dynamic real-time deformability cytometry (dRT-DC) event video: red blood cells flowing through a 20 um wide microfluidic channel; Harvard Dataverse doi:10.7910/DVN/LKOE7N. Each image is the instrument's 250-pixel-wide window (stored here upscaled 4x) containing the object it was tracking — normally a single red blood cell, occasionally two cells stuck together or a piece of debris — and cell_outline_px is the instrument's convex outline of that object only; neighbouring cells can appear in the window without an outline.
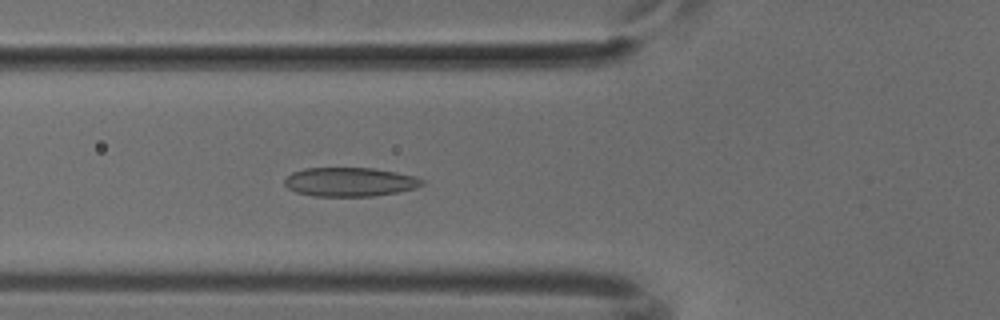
{"species": "common noctule bat (a hibernating species)", "species_latin": "Nyctalus noctula", "temperature_condition": "cold", "stored_images_in_passage": 52, "camera_frame_rate_fps": 3000, "um_per_image_px": 0.085, "animal": {"sex": "male", "body_mass_g": 18.8}, "frame": {"image": 1, "passage_image": 19, "time_ms": 6.0, "image_size_px": [1000, 320], "cell_outline_px": [[424, 184], [416, 188], [396, 192], [372, 196], [312, 196], [296, 192], [288, 188], [284, 184], [284, 180], [292, 172], [304, 168], [372, 168], [396, 172], [416, 176], [424, 180]], "centroid_in_image_um": [29.73, 15.46], "position_along_channel_um": 96.1, "area_um2": 23.24}}
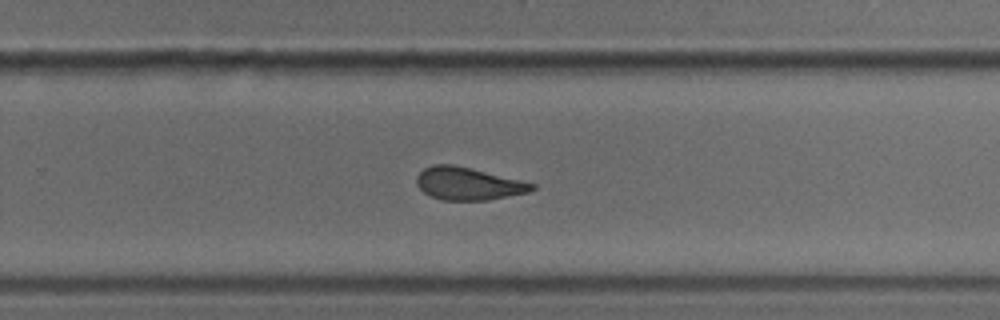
{"frame": {"image": 2, "passage_image": 34, "time_ms": 11.0, "image_size_px": [1000, 320], "cell_outline_px": [[536, 188], [528, 192], [488, 200], [440, 200], [424, 192], [416, 184], [416, 176], [424, 168], [432, 164], [452, 164], [472, 168], [536, 184]], "centroid_in_image_um": [39.78, 15.6], "position_along_channel_um": 290.0, "area_um2": 21.91}}
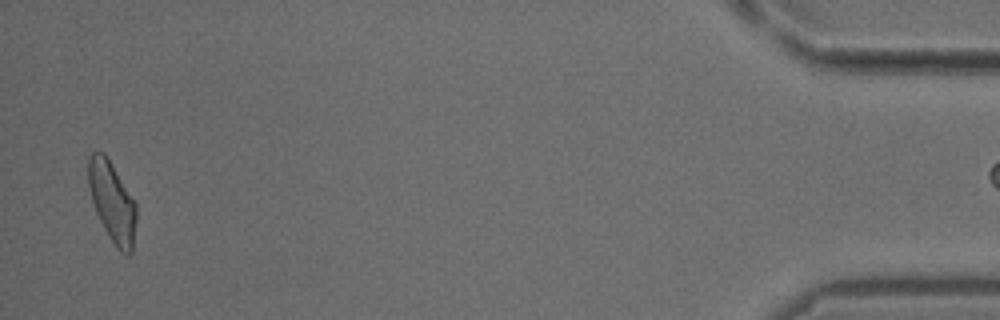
{"frame": {"image": 3, "passage_image": 51, "time_ms": 16.667, "image_size_px": [1000, 320], "cell_outline_px": [[136, 220], [132, 252], [128, 256], [120, 252], [116, 248], [104, 228], [96, 212], [92, 200], [88, 184], [88, 156], [92, 152], [104, 152], [112, 164], [136, 204]], "centroid_in_image_um": [9.53, 17.17], "position_along_channel_um": 425.7, "area_um2": 22.25}}